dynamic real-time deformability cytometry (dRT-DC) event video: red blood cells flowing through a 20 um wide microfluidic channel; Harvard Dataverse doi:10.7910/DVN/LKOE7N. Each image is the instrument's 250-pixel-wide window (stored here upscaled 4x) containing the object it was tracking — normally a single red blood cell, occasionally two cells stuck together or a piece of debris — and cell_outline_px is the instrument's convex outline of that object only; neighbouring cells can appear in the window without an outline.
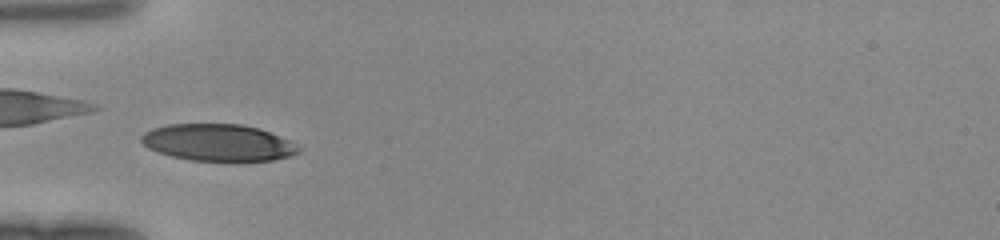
{"species": "human", "species_latin": "Homo sapiens", "temperature_condition": "room temperature", "stored_images_in_passage": 43, "camera_frame_rate_fps": 3000, "um_per_image_px": 0.085, "donor": {"sex": "female"}, "frame": {"image": 1, "passage_image": 13, "time_ms": 4.0, "image_size_px": [1000, 240], "cell_outline_px": [[304, 148], [300, 152], [288, 156], [272, 160], [188, 160], [172, 156], [148, 148], [140, 140], [140, 136], [144, 132], [152, 128], [168, 124], [240, 124], [260, 128], [288, 140]], "centroid_in_image_um": [18.54, 12.1], "position_along_channel_um": 66.5, "area_um2": 33.58}}
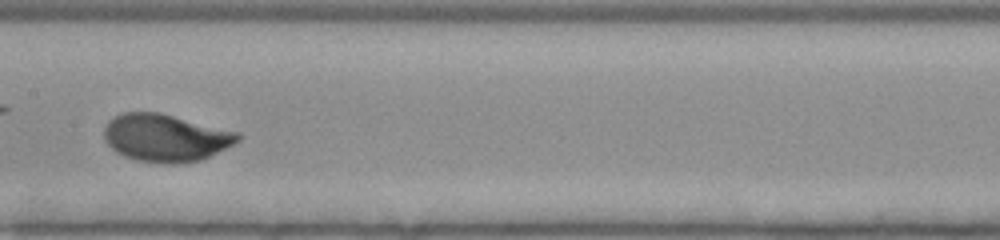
{"frame": {"image": 2, "passage_image": 22, "time_ms": 7.0, "image_size_px": [1000, 240], "cell_outline_px": [[240, 140], [200, 160], [176, 164], [164, 164], [136, 160], [124, 156], [116, 152], [104, 140], [104, 128], [108, 120], [120, 112], [160, 112], [240, 132]], "centroid_in_image_um": [14.04, 11.7], "position_along_channel_um": 193.4, "area_um2": 37.17}}
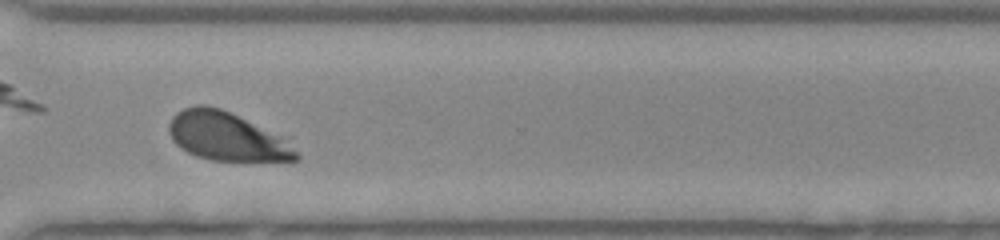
{"frame": {"image": 3, "passage_image": 33, "time_ms": 10.667, "image_size_px": [1000, 240], "cell_outline_px": [[300, 160], [212, 160], [196, 156], [180, 148], [172, 140], [168, 132], [168, 124], [172, 116], [176, 112], [184, 108], [196, 104], [204, 104], [220, 108], [280, 136], [300, 156]], "centroid_in_image_um": [19.16, 11.59], "position_along_channel_um": 351.4, "area_um2": 35.26}}